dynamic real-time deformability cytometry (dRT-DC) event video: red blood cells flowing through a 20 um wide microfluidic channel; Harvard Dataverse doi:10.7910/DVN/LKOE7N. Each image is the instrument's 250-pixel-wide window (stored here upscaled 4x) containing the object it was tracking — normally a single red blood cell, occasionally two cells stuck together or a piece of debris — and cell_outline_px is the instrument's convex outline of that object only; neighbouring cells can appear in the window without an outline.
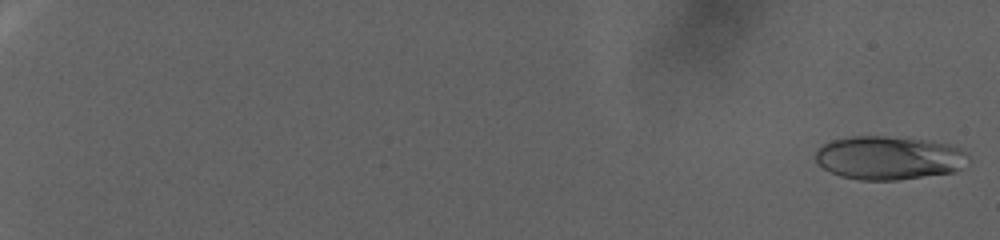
{"species": "human", "species_latin": "Homo sapiens", "temperature_condition": "warm", "stored_images_in_passage": 96, "camera_frame_rate_fps": 3000, "um_per_image_px": 0.085, "donor": {"sex": "female"}, "frame": {"image": 1, "passage_image": 2, "time_ms": 0.333, "image_size_px": [1000, 240], "cell_outline_px": [[972, 160], [956, 172], [896, 180], [860, 180], [840, 176], [824, 168], [816, 160], [816, 152], [824, 144], [832, 140], [852, 136], [884, 136], [928, 140], [948, 144], [960, 148], [968, 152]], "centroid_in_image_um": [75.64, 13.42], "position_along_channel_um": 9.4, "area_um2": 39.02}}
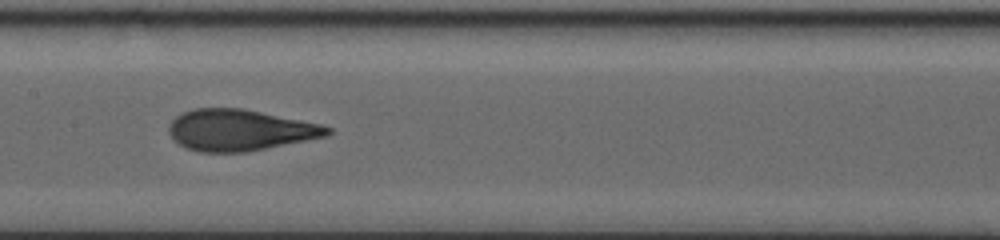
{"frame": {"image": 2, "passage_image": 57, "time_ms": 18.667, "image_size_px": [1000, 240], "cell_outline_px": [[332, 132], [328, 136], [244, 152], [200, 152], [188, 148], [172, 140], [168, 132], [168, 124], [176, 116], [192, 108], [244, 108], [320, 124], [332, 128]], "centroid_in_image_um": [20.36, 11.05], "position_along_channel_um": 187.0, "area_um2": 38.09}}
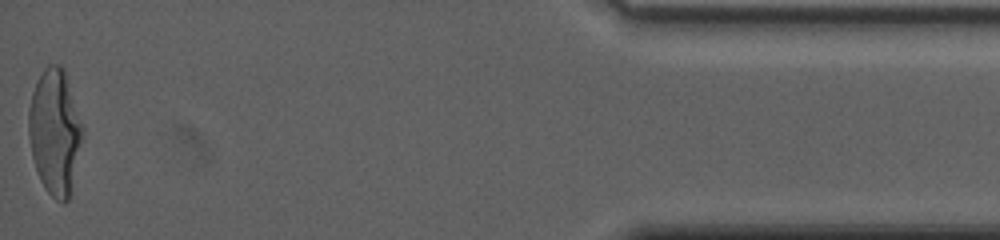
{"frame": {"image": 3, "passage_image": 96, "time_ms": 31.667, "image_size_px": [1000, 240], "cell_outline_px": [[84, 136], [68, 200], [64, 204], [56, 200], [44, 188], [40, 180], [32, 156], [28, 132], [28, 108], [32, 92], [44, 68], [48, 64], [60, 64], [64, 68], [84, 128]], "centroid_in_image_um": [4.67, 11.2], "position_along_channel_um": 430.5, "area_um2": 39.59}, "authors_computed_cell_mechanics": {"area_um2": 37.0787, "velocity_mm_per_s": 2.3604, "shape_relaxation_time_tau1_ms": 11.2362, "shape_relaxation_time_tau2_ms": 1.2185, "deformation_change_tau1": 0.2959, "deformation_change_tau2": 0.0841}}